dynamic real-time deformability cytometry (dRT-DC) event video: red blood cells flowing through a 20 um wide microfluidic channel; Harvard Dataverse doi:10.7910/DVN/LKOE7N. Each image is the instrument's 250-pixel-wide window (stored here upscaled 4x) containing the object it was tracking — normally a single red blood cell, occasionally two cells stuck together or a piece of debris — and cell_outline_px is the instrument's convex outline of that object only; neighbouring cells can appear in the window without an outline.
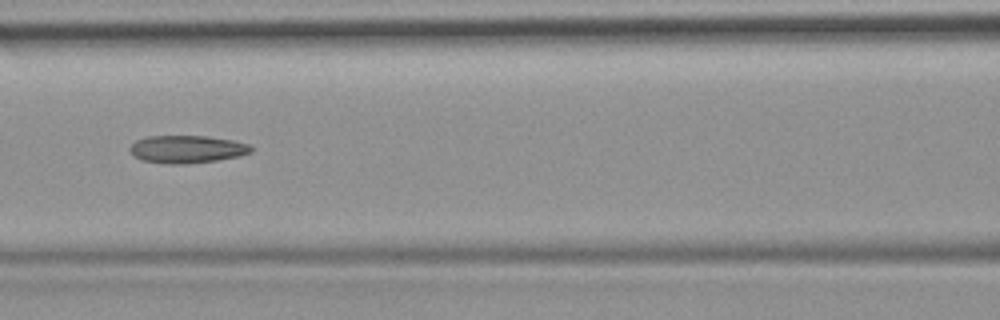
{"species": "common noctule bat (a hibernating species)", "species_latin": "Nyctalus noctula", "temperature_condition": "room temperature", "stored_images_in_passage": 48, "camera_frame_rate_fps": 3000, "um_per_image_px": 0.085, "animal": {"sex": "female", "body_mass_g": 19.9}, "frame": {"image": 1, "passage_image": 21, "time_ms": 6.667, "image_size_px": [1000, 320], "cell_outline_px": [[252, 152], [240, 156], [216, 160], [184, 164], [168, 164], [140, 160], [128, 148], [136, 140], [148, 136], [208, 136], [232, 140], [248, 144], [252, 148]], "centroid_in_image_um": [15.89, 12.68], "position_along_channel_um": 150.7, "area_um2": 19.48}}